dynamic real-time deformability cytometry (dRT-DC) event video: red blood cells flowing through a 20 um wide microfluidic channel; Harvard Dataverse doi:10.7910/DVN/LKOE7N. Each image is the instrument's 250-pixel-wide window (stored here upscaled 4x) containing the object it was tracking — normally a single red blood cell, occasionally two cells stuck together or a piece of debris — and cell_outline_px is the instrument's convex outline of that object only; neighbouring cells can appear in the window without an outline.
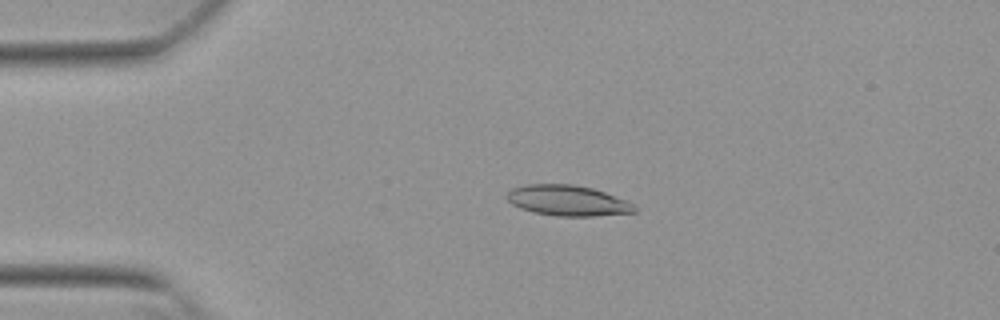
{"species": "Egyptian fruit bat (a non-hibernating species)", "species_latin": "Rousettus aegyptiacus", "temperature_condition": "warm", "stored_images_in_passage": 52, "camera_frame_rate_fps": 3000, "um_per_image_px": 0.085, "animal": {"sex": "female"}, "frame": {"image": 1, "passage_image": 11, "time_ms": 3.333, "image_size_px": [1000, 320], "cell_outline_px": [[640, 208], [636, 212], [596, 216], [556, 216], [532, 212], [520, 208], [512, 204], [504, 196], [512, 188], [524, 184], [572, 184], [592, 188], [628, 200]], "centroid_in_image_um": [48.27, 17.05], "position_along_channel_um": 36.7, "area_um2": 23.06}}
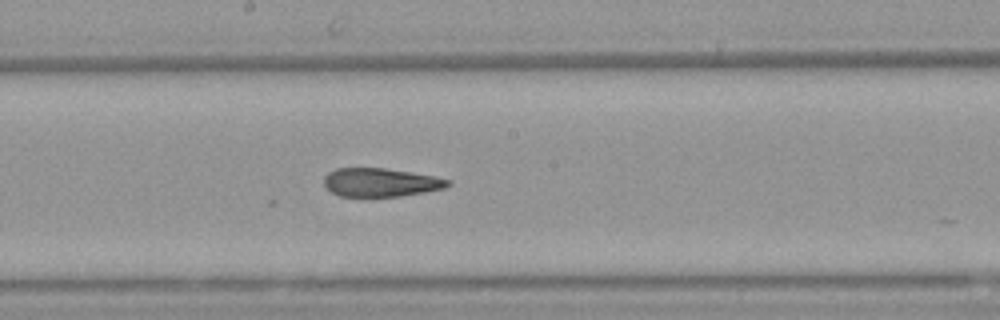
{"frame": {"image": 2, "passage_image": 28, "time_ms": 9.0, "image_size_px": [1000, 320], "cell_outline_px": [[452, 184], [444, 188], [424, 192], [400, 196], [340, 196], [324, 188], [324, 176], [328, 172], [336, 168], [384, 168], [436, 176], [452, 180]], "centroid_in_image_um": [32.35, 15.5], "position_along_channel_um": 215.8, "area_um2": 20.69}}
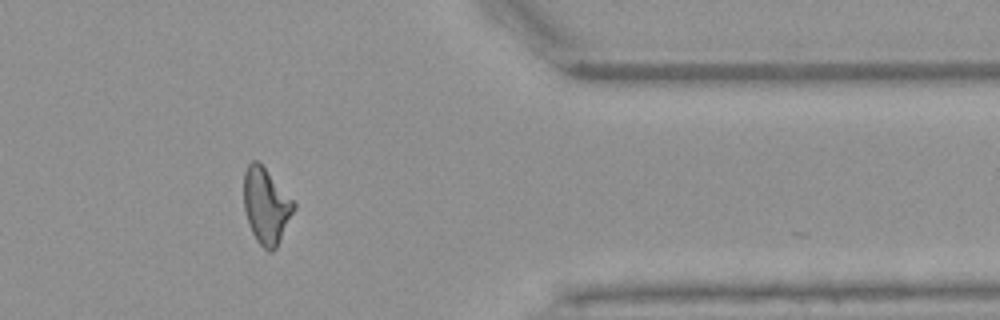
{"frame": {"image": 3, "passage_image": 43, "time_ms": 14.0, "image_size_px": [1000, 320], "cell_outline_px": [[296, 208], [276, 248], [272, 252], [268, 252], [256, 240], [248, 224], [244, 208], [244, 172], [248, 164], [252, 160], [256, 160], [264, 168], [296, 204]], "centroid_in_image_um": [22.61, 17.53], "position_along_channel_um": 388.8, "area_um2": 21.79}, "authors_computed_cell_mechanics": {"area_um2": 22.3397, "velocity_mm_per_s": 3.8436, "shape_relaxation_time_tau1_ms": null, "shape_relaxation_time_tau2_ms": 4.3058, "deformation_change_tau1": null, "deformation_change_tau2": 0.1367}}